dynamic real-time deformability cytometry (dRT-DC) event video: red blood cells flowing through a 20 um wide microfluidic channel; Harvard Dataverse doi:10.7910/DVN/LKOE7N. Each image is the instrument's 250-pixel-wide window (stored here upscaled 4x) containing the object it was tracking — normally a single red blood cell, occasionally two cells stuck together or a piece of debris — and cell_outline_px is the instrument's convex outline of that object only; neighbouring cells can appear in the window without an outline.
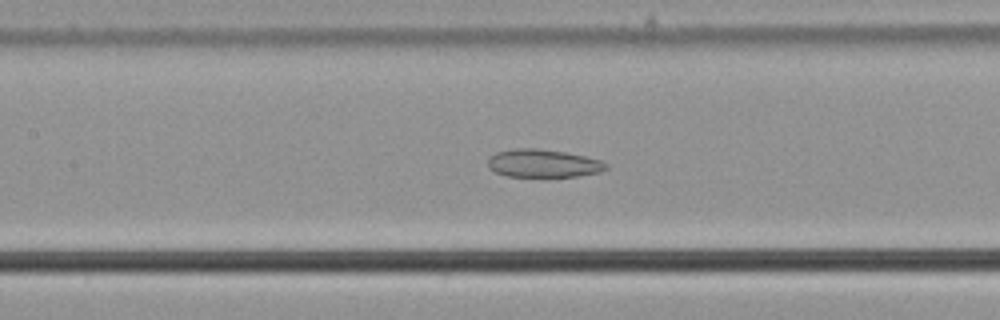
{"species": "common noctule bat (a hibernating species)", "species_latin": "Nyctalus noctula", "temperature_condition": "cold", "stored_images_in_passage": 54, "camera_frame_rate_fps": 3000, "um_per_image_px": 0.085, "animal": {"sex": "male", "body_mass_g": 21.5, "forearm_length_mm": 52.0}, "frame": {"image": 1, "passage_image": 25, "time_ms": 8.0, "image_size_px": [1000, 320], "cell_outline_px": [[608, 168], [600, 172], [576, 176], [508, 176], [496, 172], [488, 168], [488, 156], [496, 152], [516, 148], [536, 148], [564, 152], [584, 156], [600, 160], [608, 164]], "centroid_in_image_um": [46.15, 13.88], "position_along_channel_um": 161.3, "area_um2": 19.19}}
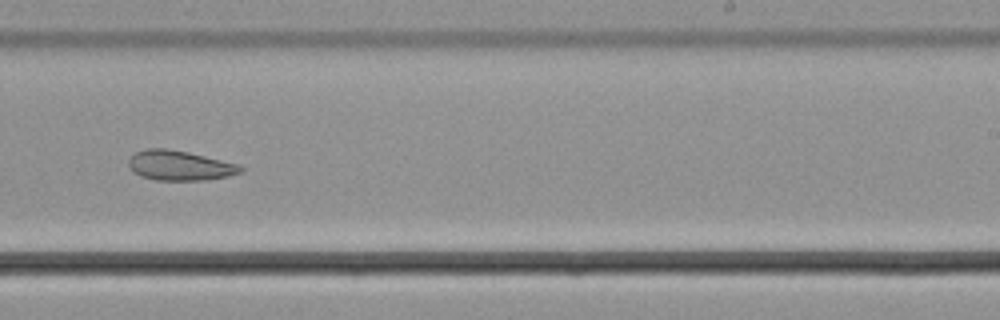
{"frame": {"image": 2, "passage_image": 34, "time_ms": 11.0, "image_size_px": [1000, 320], "cell_outline_px": [[244, 172], [228, 176], [208, 180], [156, 180], [140, 176], [132, 172], [128, 164], [128, 160], [136, 152], [148, 148], [164, 148], [188, 152], [240, 164], [244, 168]], "centroid_in_image_um": [15.3, 14.08], "position_along_channel_um": 273.7, "area_um2": 19.65}}
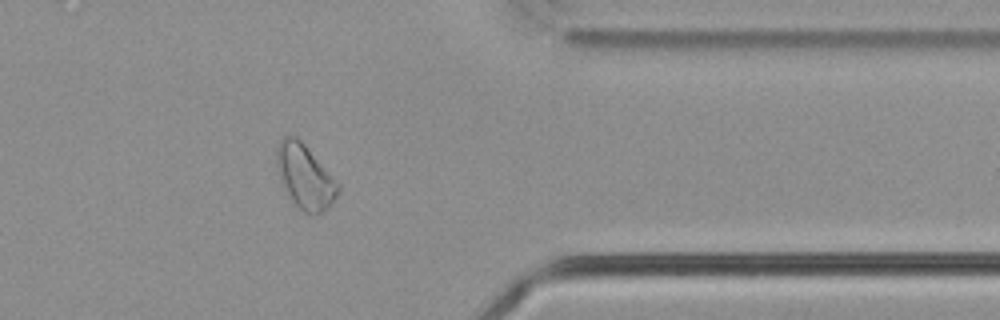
{"frame": {"image": 3, "passage_image": 44, "time_ms": 14.333, "image_size_px": [1000, 320], "cell_outline_px": [[340, 192], [328, 208], [320, 212], [304, 212], [288, 196], [284, 188], [276, 164], [276, 148], [280, 140], [284, 136], [296, 136], [304, 144], [340, 184]], "centroid_in_image_um": [25.92, 14.99], "position_along_channel_um": 385.5, "area_um2": 22.6}, "authors_computed_cell_mechanics": {"area_um2": 24.7095, "velocity_mm_per_s": 3.7637, "shape_relaxation_time_tau1_ms": null, "shape_relaxation_time_tau2_ms": 10.7422, "deformation_change_tau1": null, "deformation_change_tau2": 0.1749}}